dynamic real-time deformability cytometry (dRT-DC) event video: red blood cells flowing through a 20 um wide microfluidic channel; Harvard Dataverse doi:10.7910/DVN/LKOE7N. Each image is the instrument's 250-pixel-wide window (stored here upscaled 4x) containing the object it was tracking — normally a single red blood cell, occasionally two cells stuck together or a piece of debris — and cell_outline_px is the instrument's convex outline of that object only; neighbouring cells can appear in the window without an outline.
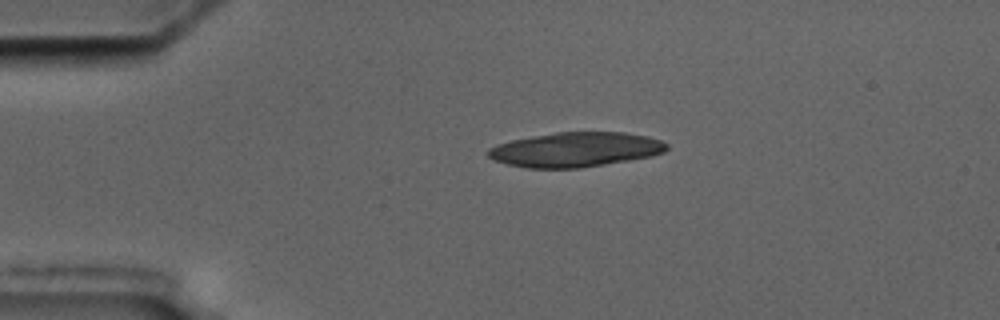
{"species": "common noctule bat (a hibernating species)", "species_latin": "Nyctalus noctula", "temperature_condition": "cold", "stored_images_in_passage": 2, "camera_frame_rate_fps": 3000, "um_per_image_px": 0.085, "animal": {"sex": "male", "body_mass_g": 17.5, "forearm_length_mm": 52.3}, "frame": {"image": 1, "passage_image": 1, "time_ms": 0.0, "image_size_px": [1000, 320], "cell_outline_px": [[668, 148], [664, 152], [652, 156], [580, 168], [524, 168], [508, 164], [496, 160], [488, 156], [484, 152], [488, 148], [496, 144], [512, 140], [532, 136], [556, 132], [624, 132], [648, 136], [660, 140], [668, 144]], "centroid_in_image_um": [48.9, 12.71], "position_along_channel_um": 36.1, "area_um2": 36.13}}